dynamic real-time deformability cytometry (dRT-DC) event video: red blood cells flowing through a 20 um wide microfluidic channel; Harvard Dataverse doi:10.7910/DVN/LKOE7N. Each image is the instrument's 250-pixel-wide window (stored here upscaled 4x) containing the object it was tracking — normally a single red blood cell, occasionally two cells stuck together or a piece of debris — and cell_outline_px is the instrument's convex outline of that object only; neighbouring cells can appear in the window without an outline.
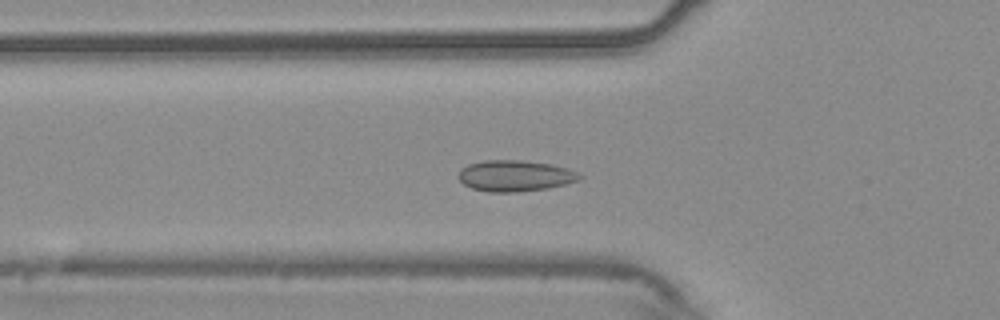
{"species": "common noctule bat (a hibernating species)", "species_latin": "Nyctalus noctula", "temperature_condition": "warm", "stored_images_in_passage": 52, "camera_frame_rate_fps": 3000, "um_per_image_px": 0.085, "animal": {"sex": "male", "body_mass_g": 20.4}, "frame": {"image": 1, "passage_image": 17, "time_ms": 5.333, "image_size_px": [1000, 320], "cell_outline_px": [[584, 176], [580, 180], [548, 188], [516, 192], [488, 192], [472, 188], [464, 184], [456, 176], [460, 168], [468, 164], [484, 160], [520, 160], [552, 164], [568, 168], [580, 172]], "centroid_in_image_um": [43.79, 14.93], "position_along_channel_um": 82.0, "area_um2": 22.25}}
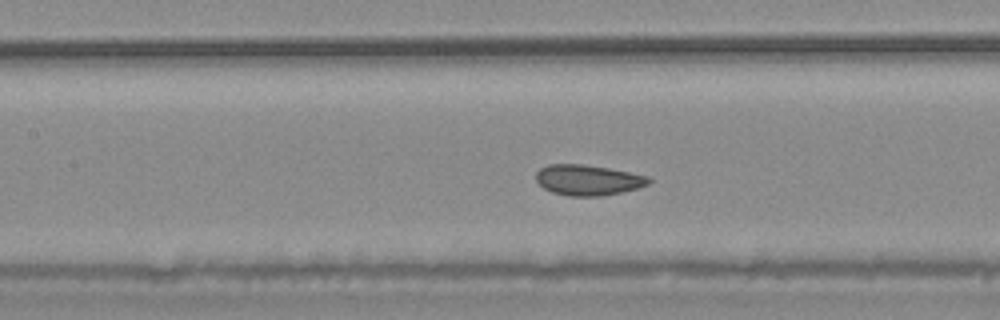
{"frame": {"image": 2, "passage_image": 23, "time_ms": 7.333, "image_size_px": [1000, 320], "cell_outline_px": [[652, 180], [648, 184], [636, 188], [620, 192], [600, 196], [568, 196], [552, 192], [544, 188], [536, 180], [536, 172], [540, 168], [548, 164], [580, 164], [608, 168], [648, 176]], "centroid_in_image_um": [49.95, 15.3], "position_along_channel_um": 157.5, "area_um2": 19.88}}
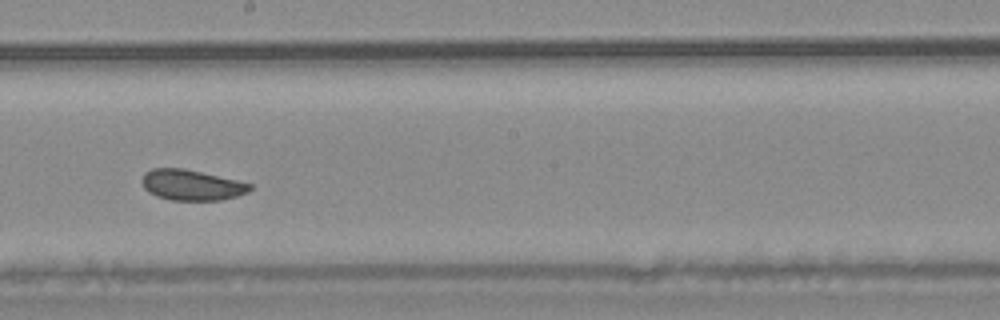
{"frame": {"image": 3, "passage_image": 29, "time_ms": 9.333, "image_size_px": [1000, 320], "cell_outline_px": [[252, 188], [248, 192], [236, 196], [220, 200], [172, 200], [156, 196], [148, 192], [144, 188], [140, 180], [144, 172], [152, 168], [184, 168], [236, 180], [252, 184]], "centroid_in_image_um": [16.24, 15.72], "position_along_channel_um": 232.0, "area_um2": 19.31}, "authors_computed_cell_mechanics": {"area_um2": 20.3745, "velocity_mm_per_s": 3.736, "shape_relaxation_time_tau1_ms": 8.8699, "shape_relaxation_time_tau2_ms": null, "deformation_change_tau1": 0.0949, "deformation_change_tau2": null}}